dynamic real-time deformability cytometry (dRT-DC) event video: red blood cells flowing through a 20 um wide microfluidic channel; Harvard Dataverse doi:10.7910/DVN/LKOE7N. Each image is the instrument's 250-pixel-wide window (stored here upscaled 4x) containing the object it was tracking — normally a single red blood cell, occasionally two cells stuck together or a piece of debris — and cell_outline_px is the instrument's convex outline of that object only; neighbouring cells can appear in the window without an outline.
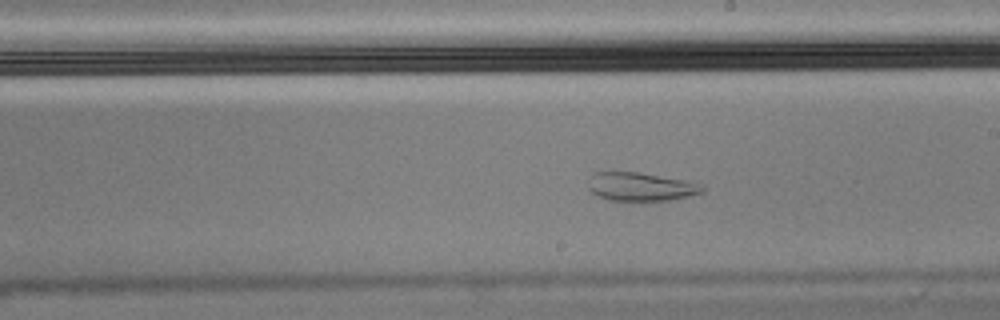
{"species": "Egyptian fruit bat (a non-hibernating species)", "species_latin": "Rousettus aegyptiacus", "temperature_condition": "cold", "stored_images_in_passage": 59, "camera_frame_rate_fps": 3000, "um_per_image_px": 0.085, "animal": {"sex": "male"}, "frame": {"image": 1, "passage_image": 33, "time_ms": 10.667, "image_size_px": [1000, 320], "cell_outline_px": [[704, 192], [676, 200], [608, 200], [596, 196], [588, 188], [592, 176], [596, 172], [636, 172], [688, 180], [704, 184]], "centroid_in_image_um": [54.54, 15.88], "position_along_channel_um": 234.5, "area_um2": 19.02}}
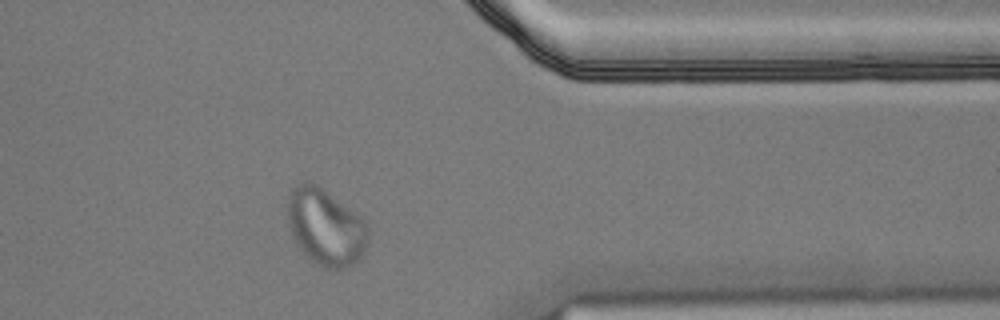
{"frame": {"image": 2, "passage_image": 47, "time_ms": 15.333, "image_size_px": [1000, 320], "cell_outline_px": [[368, 240], [364, 252], [348, 268], [324, 268], [312, 260], [300, 248], [292, 236], [288, 220], [288, 200], [292, 188], [300, 180], [304, 180], [316, 184], [356, 212], [368, 224]], "centroid_in_image_um": [27.68, 19.27], "position_along_channel_um": 383.7, "area_um2": 35.78}}